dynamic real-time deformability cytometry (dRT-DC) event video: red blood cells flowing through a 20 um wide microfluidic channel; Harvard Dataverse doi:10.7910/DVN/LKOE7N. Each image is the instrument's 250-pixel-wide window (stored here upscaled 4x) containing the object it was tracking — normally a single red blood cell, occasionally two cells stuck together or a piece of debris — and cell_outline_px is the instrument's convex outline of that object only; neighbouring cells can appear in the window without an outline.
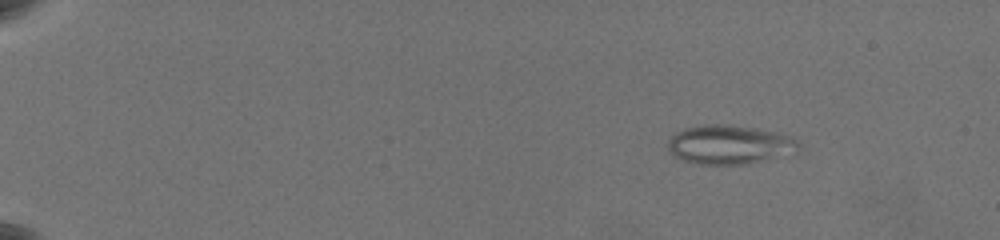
{"species": "common noctule bat (a hibernating species)", "species_latin": "Nyctalus noctula", "temperature_condition": "warm", "stored_images_in_passage": 30, "camera_frame_rate_fps": 3000, "um_per_image_px": 0.085, "animal": {"sex": "female", "body_mass_g": 19.5, "forearm_length_mm": 54.1}, "frame": {"image": 1, "passage_image": 9, "time_ms": 3.0, "image_size_px": [1000, 240], "cell_outline_px": [[800, 148], [796, 152], [748, 164], [696, 164], [672, 156], [668, 152], [668, 140], [676, 132], [684, 128], [704, 124], [732, 124], [780, 132], [792, 136], [800, 144]], "centroid_in_image_um": [62.01, 12.28], "position_along_channel_um": 23.0, "area_um2": 30.17}}
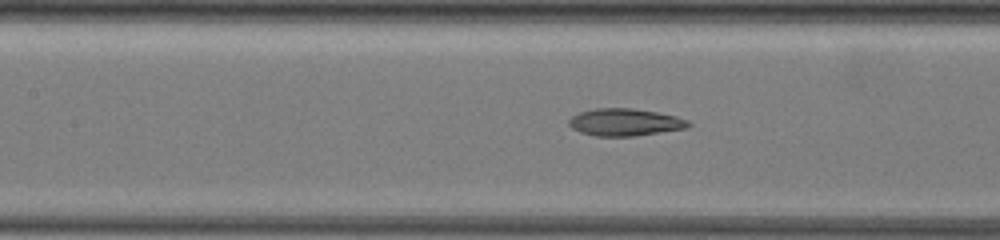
{"frame": {"image": 2, "passage_image": 26, "time_ms": 10.667, "image_size_px": [1000, 240], "cell_outline_px": [[692, 124], [688, 128], [636, 136], [596, 136], [580, 132], [572, 128], [568, 124], [568, 120], [572, 116], [580, 112], [596, 108], [632, 108], [656, 112], [676, 116], [688, 120]], "centroid_in_image_um": [53.13, 10.39], "position_along_channel_um": 154.3, "area_um2": 19.07}}
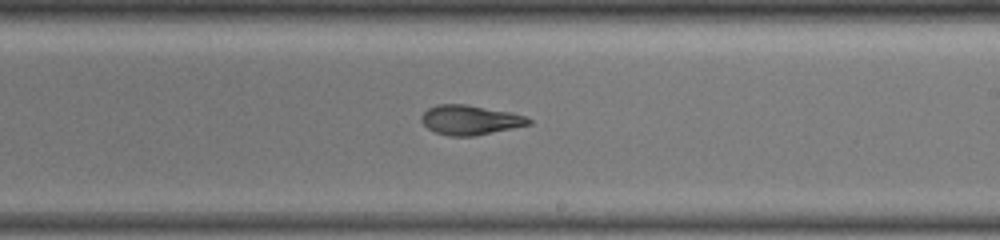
{"frame": {"image": 3, "passage_image": 30, "time_ms": 13.333, "image_size_px": [1000, 240], "cell_outline_px": [[532, 124], [472, 136], [448, 136], [436, 132], [428, 128], [420, 120], [420, 116], [428, 108], [436, 104], [464, 104], [512, 112], [524, 116], [532, 120]], "centroid_in_image_um": [39.94, 10.19], "position_along_channel_um": 249.1, "area_um2": 18.44}}